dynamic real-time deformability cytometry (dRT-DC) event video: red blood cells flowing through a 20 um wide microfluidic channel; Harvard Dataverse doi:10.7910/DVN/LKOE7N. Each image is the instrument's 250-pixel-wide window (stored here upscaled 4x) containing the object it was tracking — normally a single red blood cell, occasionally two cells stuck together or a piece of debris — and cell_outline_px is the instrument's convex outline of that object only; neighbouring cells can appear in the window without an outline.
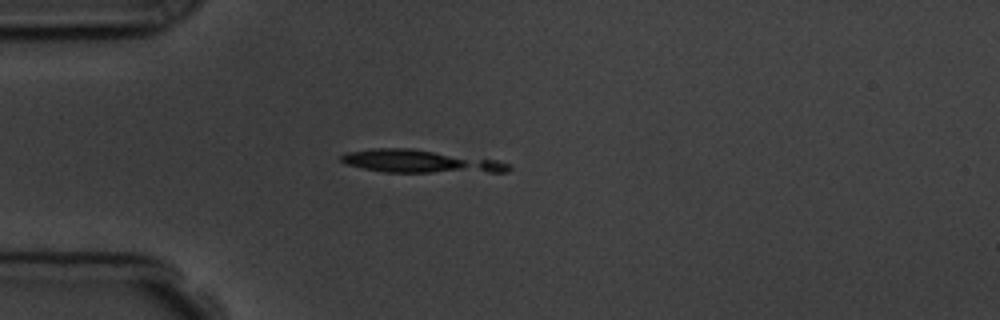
{"species": "common noctule bat (a hibernating species)", "species_latin": "Nyctalus noctula", "temperature_condition": "room temperature", "stored_images_in_passage": 5, "camera_frame_rate_fps": 3000, "um_per_image_px": 0.085, "animal": {"sex": "male", "body_mass_g": 19.5, "forearm_length_mm": 54.6}, "frame": {"image": 1, "passage_image": 5, "time_ms": 4.667, "image_size_px": [1000, 320], "cell_outline_px": [[512, 168], [508, 172], [384, 172], [344, 164], [340, 160], [340, 156], [344, 152], [372, 148], [412, 148], [496, 160], [512, 164]], "centroid_in_image_um": [35.69, 13.71], "position_along_channel_um": 49.3, "area_um2": 22.48}}